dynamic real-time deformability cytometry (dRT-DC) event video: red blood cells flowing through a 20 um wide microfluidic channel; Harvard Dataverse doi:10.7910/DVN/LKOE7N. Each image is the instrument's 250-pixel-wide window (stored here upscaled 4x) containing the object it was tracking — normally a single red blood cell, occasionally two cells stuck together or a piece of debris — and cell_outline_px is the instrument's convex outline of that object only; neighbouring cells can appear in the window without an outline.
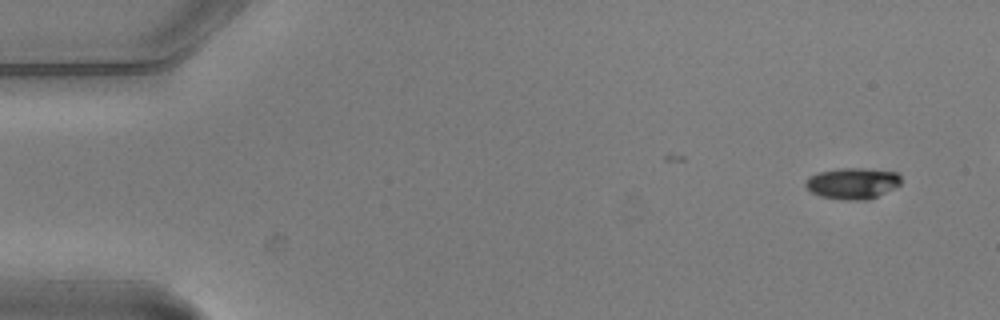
{"species": "common noctule bat (a hibernating species)", "species_latin": "Nyctalus noctula", "temperature_condition": "warm", "stored_images_in_passage": 5, "segment_of_instrument_passage": [1, 2], "camera_frame_rate_fps": 3000, "um_per_image_px": 0.085, "animal": {"sex": "male", "body_mass_g": 20.5, "forearm_length_mm": 52.5}, "frame": {"image": 1, "passage_image": 1, "time_ms": 0.0, "image_size_px": [1000, 320], "cell_outline_px": [[900, 184], [868, 200], [844, 200], [820, 196], [812, 192], [804, 184], [808, 176], [816, 172], [840, 168], [864, 168], [896, 172], [900, 176]], "centroid_in_image_um": [72.42, 15.57], "position_along_channel_um": 12.6, "area_um2": 17.28}}